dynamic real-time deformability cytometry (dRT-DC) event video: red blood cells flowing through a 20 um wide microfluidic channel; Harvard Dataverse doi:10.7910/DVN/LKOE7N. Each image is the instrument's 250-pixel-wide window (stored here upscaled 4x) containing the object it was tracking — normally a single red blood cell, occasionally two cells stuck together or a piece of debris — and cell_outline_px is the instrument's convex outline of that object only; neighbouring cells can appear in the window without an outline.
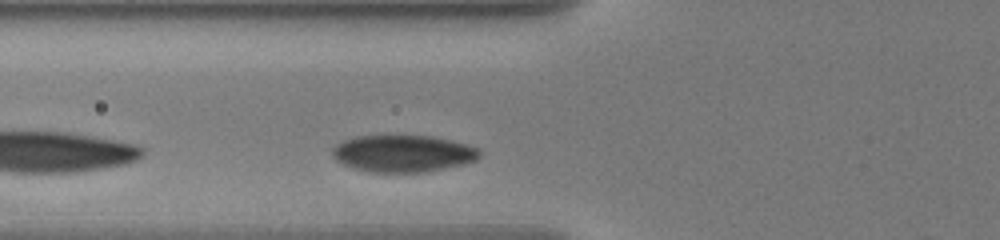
{"species": "human", "species_latin": "Homo sapiens", "temperature_condition": "warm", "stored_images_in_passage": 33, "camera_frame_rate_fps": 3000, "um_per_image_px": 0.085, "donor": {"sex": "male"}, "frame": {"image": 1, "passage_image": 5, "time_ms": 1.333, "image_size_px": [1000, 240], "cell_outline_px": [[480, 156], [476, 160], [464, 164], [424, 172], [368, 172], [344, 164], [336, 160], [332, 156], [332, 148], [336, 144], [344, 140], [356, 136], [432, 136], [468, 144], [476, 148], [480, 152]], "centroid_in_image_um": [34.25, 13.05], "position_along_channel_um": 91.6, "area_um2": 31.56}}
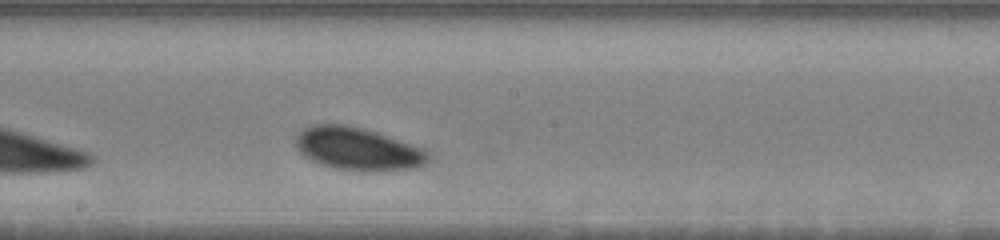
{"frame": {"image": 2, "passage_image": 16, "time_ms": 5.0, "image_size_px": [1000, 240], "cell_outline_px": [[428, 160], [424, 164], [416, 168], [376, 172], [360, 172], [336, 168], [320, 164], [304, 156], [296, 148], [296, 136], [304, 128], [312, 124], [344, 124], [364, 128], [376, 132], [408, 144], [424, 152], [428, 156]], "centroid_in_image_um": [30.33, 12.67], "position_along_channel_um": 217.9, "area_um2": 32.71}}
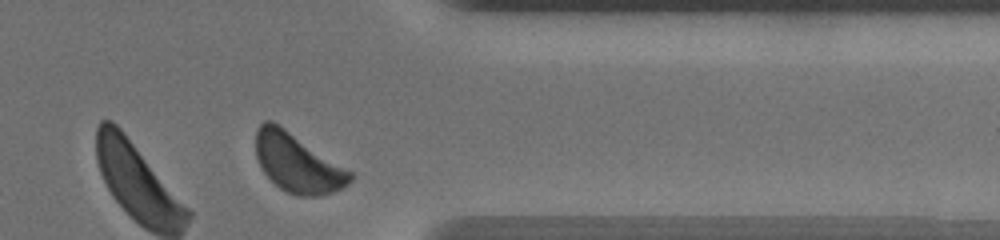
{"frame": {"image": 3, "passage_image": 31, "time_ms": 10.0, "image_size_px": [1000, 240], "cell_outline_px": [[352, 180], [348, 184], [332, 192], [316, 196], [300, 196], [288, 192], [280, 188], [264, 172], [256, 156], [256, 132], [260, 124], [264, 120], [272, 120], [280, 124], [352, 172]], "centroid_in_image_um": [25.27, 13.83], "position_along_channel_um": 386.1, "area_um2": 31.96}, "authors_computed_cell_mechanics": {"area_um2": 31.9634, "velocity_mm_per_s": 3.4455, "shape_relaxation_time_tau1_ms": 1.9225, "shape_relaxation_time_tau2_ms": null, "deformation_change_tau1": 0.0825, "deformation_change_tau2": null}}